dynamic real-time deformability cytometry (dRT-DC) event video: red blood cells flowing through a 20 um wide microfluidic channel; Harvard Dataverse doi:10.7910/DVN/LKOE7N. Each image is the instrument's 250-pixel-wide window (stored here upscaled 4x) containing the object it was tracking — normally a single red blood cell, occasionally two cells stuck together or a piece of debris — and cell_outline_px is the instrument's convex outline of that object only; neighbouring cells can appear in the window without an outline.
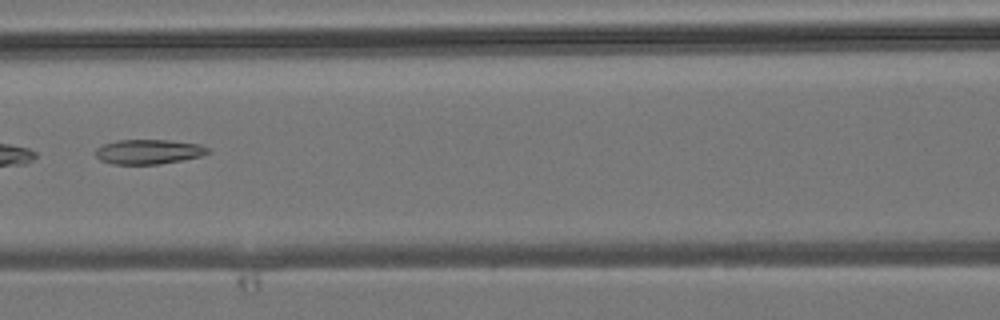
{"species": "common noctule bat (a hibernating species)", "species_latin": "Nyctalus noctula", "temperature_condition": "room temperature", "stored_images_in_passage": 3, "camera_frame_rate_fps": 3000, "um_per_image_px": 0.085, "animal": {"sex": "male", "body_mass_g": 19.2, "forearm_length_mm": 51.8}, "frame": {"image": 1, "passage_image": 3, "time_ms": 2.333, "image_size_px": [1000, 320], "cell_outline_px": [[212, 152], [200, 156], [184, 160], [160, 164], [112, 164], [100, 160], [96, 156], [96, 148], [104, 144], [116, 140], [168, 140], [200, 144], [208, 148]], "centroid_in_image_um": [12.65, 12.9], "position_along_channel_um": 154.0, "area_um2": 16.24}}